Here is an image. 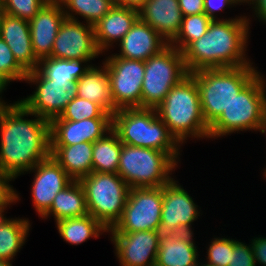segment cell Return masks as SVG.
I'll return each instance as SVG.
<instances>
[{
	"label": "cell",
	"mask_w": 266,
	"mask_h": 266,
	"mask_svg": "<svg viewBox=\"0 0 266 266\" xmlns=\"http://www.w3.org/2000/svg\"><path fill=\"white\" fill-rule=\"evenodd\" d=\"M8 103L0 102V172L11 182L50 156V121Z\"/></svg>",
	"instance_id": "obj_1"
},
{
	"label": "cell",
	"mask_w": 266,
	"mask_h": 266,
	"mask_svg": "<svg viewBox=\"0 0 266 266\" xmlns=\"http://www.w3.org/2000/svg\"><path fill=\"white\" fill-rule=\"evenodd\" d=\"M250 28L242 14L238 18L213 20L207 32L182 51L189 73L200 69L254 65L247 52Z\"/></svg>",
	"instance_id": "obj_2"
},
{
	"label": "cell",
	"mask_w": 266,
	"mask_h": 266,
	"mask_svg": "<svg viewBox=\"0 0 266 266\" xmlns=\"http://www.w3.org/2000/svg\"><path fill=\"white\" fill-rule=\"evenodd\" d=\"M155 109L182 146L190 138L209 140V126L202 114L199 89L191 74L173 86Z\"/></svg>",
	"instance_id": "obj_3"
},
{
	"label": "cell",
	"mask_w": 266,
	"mask_h": 266,
	"mask_svg": "<svg viewBox=\"0 0 266 266\" xmlns=\"http://www.w3.org/2000/svg\"><path fill=\"white\" fill-rule=\"evenodd\" d=\"M112 130L127 145L166 152L178 165L182 145L170 133L154 108H124L112 115Z\"/></svg>",
	"instance_id": "obj_4"
},
{
	"label": "cell",
	"mask_w": 266,
	"mask_h": 266,
	"mask_svg": "<svg viewBox=\"0 0 266 266\" xmlns=\"http://www.w3.org/2000/svg\"><path fill=\"white\" fill-rule=\"evenodd\" d=\"M259 73L255 65L200 69L190 73L196 80L202 114L209 127Z\"/></svg>",
	"instance_id": "obj_5"
},
{
	"label": "cell",
	"mask_w": 266,
	"mask_h": 266,
	"mask_svg": "<svg viewBox=\"0 0 266 266\" xmlns=\"http://www.w3.org/2000/svg\"><path fill=\"white\" fill-rule=\"evenodd\" d=\"M260 72L209 127V140L233 133H258L266 114V78Z\"/></svg>",
	"instance_id": "obj_6"
},
{
	"label": "cell",
	"mask_w": 266,
	"mask_h": 266,
	"mask_svg": "<svg viewBox=\"0 0 266 266\" xmlns=\"http://www.w3.org/2000/svg\"><path fill=\"white\" fill-rule=\"evenodd\" d=\"M179 167L166 152L122 143L117 174L130 189L161 187Z\"/></svg>",
	"instance_id": "obj_7"
},
{
	"label": "cell",
	"mask_w": 266,
	"mask_h": 266,
	"mask_svg": "<svg viewBox=\"0 0 266 266\" xmlns=\"http://www.w3.org/2000/svg\"><path fill=\"white\" fill-rule=\"evenodd\" d=\"M83 187L88 213L107 230L121 219L129 186L117 173L92 172L78 180Z\"/></svg>",
	"instance_id": "obj_8"
},
{
	"label": "cell",
	"mask_w": 266,
	"mask_h": 266,
	"mask_svg": "<svg viewBox=\"0 0 266 266\" xmlns=\"http://www.w3.org/2000/svg\"><path fill=\"white\" fill-rule=\"evenodd\" d=\"M142 108H156L171 88L190 73L182 52L168 44L159 53L144 61Z\"/></svg>",
	"instance_id": "obj_9"
},
{
	"label": "cell",
	"mask_w": 266,
	"mask_h": 266,
	"mask_svg": "<svg viewBox=\"0 0 266 266\" xmlns=\"http://www.w3.org/2000/svg\"><path fill=\"white\" fill-rule=\"evenodd\" d=\"M110 53L107 52L102 63L109 74L113 114L124 108H142L144 61L126 59Z\"/></svg>",
	"instance_id": "obj_10"
},
{
	"label": "cell",
	"mask_w": 266,
	"mask_h": 266,
	"mask_svg": "<svg viewBox=\"0 0 266 266\" xmlns=\"http://www.w3.org/2000/svg\"><path fill=\"white\" fill-rule=\"evenodd\" d=\"M163 186L129 189L121 219L108 232L159 231Z\"/></svg>",
	"instance_id": "obj_11"
},
{
	"label": "cell",
	"mask_w": 266,
	"mask_h": 266,
	"mask_svg": "<svg viewBox=\"0 0 266 266\" xmlns=\"http://www.w3.org/2000/svg\"><path fill=\"white\" fill-rule=\"evenodd\" d=\"M25 83L35 87L32 94L18 101L30 112L48 121L59 117L68 103L77 97L76 82L57 84L47 79L38 69L28 72Z\"/></svg>",
	"instance_id": "obj_12"
},
{
	"label": "cell",
	"mask_w": 266,
	"mask_h": 266,
	"mask_svg": "<svg viewBox=\"0 0 266 266\" xmlns=\"http://www.w3.org/2000/svg\"><path fill=\"white\" fill-rule=\"evenodd\" d=\"M201 211L200 206L196 204L194 198L184 189L183 185L179 184L177 178H173L163 185V205L159 231L161 234L171 235L185 232L194 233L192 225L199 219L198 217L203 215Z\"/></svg>",
	"instance_id": "obj_13"
},
{
	"label": "cell",
	"mask_w": 266,
	"mask_h": 266,
	"mask_svg": "<svg viewBox=\"0 0 266 266\" xmlns=\"http://www.w3.org/2000/svg\"><path fill=\"white\" fill-rule=\"evenodd\" d=\"M103 56L95 41L94 26L65 18L54 40L51 57L67 60H93Z\"/></svg>",
	"instance_id": "obj_14"
},
{
	"label": "cell",
	"mask_w": 266,
	"mask_h": 266,
	"mask_svg": "<svg viewBox=\"0 0 266 266\" xmlns=\"http://www.w3.org/2000/svg\"><path fill=\"white\" fill-rule=\"evenodd\" d=\"M119 266H155L160 231L108 232Z\"/></svg>",
	"instance_id": "obj_15"
},
{
	"label": "cell",
	"mask_w": 266,
	"mask_h": 266,
	"mask_svg": "<svg viewBox=\"0 0 266 266\" xmlns=\"http://www.w3.org/2000/svg\"><path fill=\"white\" fill-rule=\"evenodd\" d=\"M31 172L34 173L30 189L32 206L41 218L52 206L57 193L69 185L73 179L51 155L22 175L31 174Z\"/></svg>",
	"instance_id": "obj_16"
},
{
	"label": "cell",
	"mask_w": 266,
	"mask_h": 266,
	"mask_svg": "<svg viewBox=\"0 0 266 266\" xmlns=\"http://www.w3.org/2000/svg\"><path fill=\"white\" fill-rule=\"evenodd\" d=\"M112 130V118H91L79 121L51 120L50 145H74L95 142Z\"/></svg>",
	"instance_id": "obj_17"
},
{
	"label": "cell",
	"mask_w": 266,
	"mask_h": 266,
	"mask_svg": "<svg viewBox=\"0 0 266 266\" xmlns=\"http://www.w3.org/2000/svg\"><path fill=\"white\" fill-rule=\"evenodd\" d=\"M66 16L60 3H46L29 21L32 49L40 61L51 57L54 40Z\"/></svg>",
	"instance_id": "obj_18"
},
{
	"label": "cell",
	"mask_w": 266,
	"mask_h": 266,
	"mask_svg": "<svg viewBox=\"0 0 266 266\" xmlns=\"http://www.w3.org/2000/svg\"><path fill=\"white\" fill-rule=\"evenodd\" d=\"M168 44L155 29L138 18L117 44L119 53L114 54L126 59L146 61Z\"/></svg>",
	"instance_id": "obj_19"
},
{
	"label": "cell",
	"mask_w": 266,
	"mask_h": 266,
	"mask_svg": "<svg viewBox=\"0 0 266 266\" xmlns=\"http://www.w3.org/2000/svg\"><path fill=\"white\" fill-rule=\"evenodd\" d=\"M0 37L27 72L38 69L39 60L32 49L29 21L2 12L0 14Z\"/></svg>",
	"instance_id": "obj_20"
},
{
	"label": "cell",
	"mask_w": 266,
	"mask_h": 266,
	"mask_svg": "<svg viewBox=\"0 0 266 266\" xmlns=\"http://www.w3.org/2000/svg\"><path fill=\"white\" fill-rule=\"evenodd\" d=\"M138 18L139 9L115 4L102 19L93 25L99 51L105 55L113 47L116 48Z\"/></svg>",
	"instance_id": "obj_21"
},
{
	"label": "cell",
	"mask_w": 266,
	"mask_h": 266,
	"mask_svg": "<svg viewBox=\"0 0 266 266\" xmlns=\"http://www.w3.org/2000/svg\"><path fill=\"white\" fill-rule=\"evenodd\" d=\"M139 18L170 43L180 30L183 14L178 0H145Z\"/></svg>",
	"instance_id": "obj_22"
},
{
	"label": "cell",
	"mask_w": 266,
	"mask_h": 266,
	"mask_svg": "<svg viewBox=\"0 0 266 266\" xmlns=\"http://www.w3.org/2000/svg\"><path fill=\"white\" fill-rule=\"evenodd\" d=\"M194 239L188 232L161 234L155 266H197L201 258Z\"/></svg>",
	"instance_id": "obj_23"
},
{
	"label": "cell",
	"mask_w": 266,
	"mask_h": 266,
	"mask_svg": "<svg viewBox=\"0 0 266 266\" xmlns=\"http://www.w3.org/2000/svg\"><path fill=\"white\" fill-rule=\"evenodd\" d=\"M93 142L50 145V155L73 180L92 173Z\"/></svg>",
	"instance_id": "obj_24"
},
{
	"label": "cell",
	"mask_w": 266,
	"mask_h": 266,
	"mask_svg": "<svg viewBox=\"0 0 266 266\" xmlns=\"http://www.w3.org/2000/svg\"><path fill=\"white\" fill-rule=\"evenodd\" d=\"M77 97L99 104L106 112L113 115L109 74L106 66L101 63L93 65L76 81Z\"/></svg>",
	"instance_id": "obj_25"
},
{
	"label": "cell",
	"mask_w": 266,
	"mask_h": 266,
	"mask_svg": "<svg viewBox=\"0 0 266 266\" xmlns=\"http://www.w3.org/2000/svg\"><path fill=\"white\" fill-rule=\"evenodd\" d=\"M5 213L0 212V259L14 262V257L26 245L32 223L29 218H9Z\"/></svg>",
	"instance_id": "obj_26"
},
{
	"label": "cell",
	"mask_w": 266,
	"mask_h": 266,
	"mask_svg": "<svg viewBox=\"0 0 266 266\" xmlns=\"http://www.w3.org/2000/svg\"><path fill=\"white\" fill-rule=\"evenodd\" d=\"M88 214L83 187L78 180H73L57 193L52 206L41 219L46 220L52 216L55 222H58L62 219L83 217Z\"/></svg>",
	"instance_id": "obj_27"
},
{
	"label": "cell",
	"mask_w": 266,
	"mask_h": 266,
	"mask_svg": "<svg viewBox=\"0 0 266 266\" xmlns=\"http://www.w3.org/2000/svg\"><path fill=\"white\" fill-rule=\"evenodd\" d=\"M60 237L69 245H81L87 240L97 239L108 230L90 214L83 217L67 218L55 222Z\"/></svg>",
	"instance_id": "obj_28"
},
{
	"label": "cell",
	"mask_w": 266,
	"mask_h": 266,
	"mask_svg": "<svg viewBox=\"0 0 266 266\" xmlns=\"http://www.w3.org/2000/svg\"><path fill=\"white\" fill-rule=\"evenodd\" d=\"M95 63L92 60H67L52 57L39 61L38 70L49 80L57 84L67 85L76 82Z\"/></svg>",
	"instance_id": "obj_29"
},
{
	"label": "cell",
	"mask_w": 266,
	"mask_h": 266,
	"mask_svg": "<svg viewBox=\"0 0 266 266\" xmlns=\"http://www.w3.org/2000/svg\"><path fill=\"white\" fill-rule=\"evenodd\" d=\"M122 142L111 130L93 143L92 172L117 173Z\"/></svg>",
	"instance_id": "obj_30"
},
{
	"label": "cell",
	"mask_w": 266,
	"mask_h": 266,
	"mask_svg": "<svg viewBox=\"0 0 266 266\" xmlns=\"http://www.w3.org/2000/svg\"><path fill=\"white\" fill-rule=\"evenodd\" d=\"M67 19L91 25L102 19L115 5L114 0H61L59 2ZM80 16V17H79Z\"/></svg>",
	"instance_id": "obj_31"
},
{
	"label": "cell",
	"mask_w": 266,
	"mask_h": 266,
	"mask_svg": "<svg viewBox=\"0 0 266 266\" xmlns=\"http://www.w3.org/2000/svg\"><path fill=\"white\" fill-rule=\"evenodd\" d=\"M212 21L205 13L183 16L180 30L169 44L182 52L207 32Z\"/></svg>",
	"instance_id": "obj_32"
},
{
	"label": "cell",
	"mask_w": 266,
	"mask_h": 266,
	"mask_svg": "<svg viewBox=\"0 0 266 266\" xmlns=\"http://www.w3.org/2000/svg\"><path fill=\"white\" fill-rule=\"evenodd\" d=\"M91 118H112L99 104L81 97H74L59 117L52 120L79 121Z\"/></svg>",
	"instance_id": "obj_33"
},
{
	"label": "cell",
	"mask_w": 266,
	"mask_h": 266,
	"mask_svg": "<svg viewBox=\"0 0 266 266\" xmlns=\"http://www.w3.org/2000/svg\"><path fill=\"white\" fill-rule=\"evenodd\" d=\"M28 72L17 62L6 42L0 37V77L11 82H24Z\"/></svg>",
	"instance_id": "obj_34"
},
{
	"label": "cell",
	"mask_w": 266,
	"mask_h": 266,
	"mask_svg": "<svg viewBox=\"0 0 266 266\" xmlns=\"http://www.w3.org/2000/svg\"><path fill=\"white\" fill-rule=\"evenodd\" d=\"M213 237L208 245L206 244L207 254L204 262L213 266H228L233 253V238L215 235Z\"/></svg>",
	"instance_id": "obj_35"
},
{
	"label": "cell",
	"mask_w": 266,
	"mask_h": 266,
	"mask_svg": "<svg viewBox=\"0 0 266 266\" xmlns=\"http://www.w3.org/2000/svg\"><path fill=\"white\" fill-rule=\"evenodd\" d=\"M3 12L30 21L47 3L45 0H2Z\"/></svg>",
	"instance_id": "obj_36"
},
{
	"label": "cell",
	"mask_w": 266,
	"mask_h": 266,
	"mask_svg": "<svg viewBox=\"0 0 266 266\" xmlns=\"http://www.w3.org/2000/svg\"><path fill=\"white\" fill-rule=\"evenodd\" d=\"M228 266H256L251 244L233 238V253Z\"/></svg>",
	"instance_id": "obj_37"
},
{
	"label": "cell",
	"mask_w": 266,
	"mask_h": 266,
	"mask_svg": "<svg viewBox=\"0 0 266 266\" xmlns=\"http://www.w3.org/2000/svg\"><path fill=\"white\" fill-rule=\"evenodd\" d=\"M238 5L240 6L241 4L237 0H204V13L212 20H228L238 18L239 15L226 18L221 16V13L223 11L225 12L226 9L228 10L229 8H234Z\"/></svg>",
	"instance_id": "obj_38"
},
{
	"label": "cell",
	"mask_w": 266,
	"mask_h": 266,
	"mask_svg": "<svg viewBox=\"0 0 266 266\" xmlns=\"http://www.w3.org/2000/svg\"><path fill=\"white\" fill-rule=\"evenodd\" d=\"M10 182L1 172H0V212L6 211L11 205L19 203L21 200L19 191L11 185Z\"/></svg>",
	"instance_id": "obj_39"
},
{
	"label": "cell",
	"mask_w": 266,
	"mask_h": 266,
	"mask_svg": "<svg viewBox=\"0 0 266 266\" xmlns=\"http://www.w3.org/2000/svg\"><path fill=\"white\" fill-rule=\"evenodd\" d=\"M255 264L266 266V236H255L250 240Z\"/></svg>",
	"instance_id": "obj_40"
},
{
	"label": "cell",
	"mask_w": 266,
	"mask_h": 266,
	"mask_svg": "<svg viewBox=\"0 0 266 266\" xmlns=\"http://www.w3.org/2000/svg\"><path fill=\"white\" fill-rule=\"evenodd\" d=\"M246 6H250L249 8H251L252 10V15L250 13V15L245 14L247 21L249 22V26L252 27V19L254 17L255 21L258 19V21L260 22V24L262 23V25L266 24V0H250L249 4ZM252 17V18H251ZM251 19V20H250Z\"/></svg>",
	"instance_id": "obj_41"
},
{
	"label": "cell",
	"mask_w": 266,
	"mask_h": 266,
	"mask_svg": "<svg viewBox=\"0 0 266 266\" xmlns=\"http://www.w3.org/2000/svg\"><path fill=\"white\" fill-rule=\"evenodd\" d=\"M183 16L204 13V0H178Z\"/></svg>",
	"instance_id": "obj_42"
},
{
	"label": "cell",
	"mask_w": 266,
	"mask_h": 266,
	"mask_svg": "<svg viewBox=\"0 0 266 266\" xmlns=\"http://www.w3.org/2000/svg\"><path fill=\"white\" fill-rule=\"evenodd\" d=\"M145 0H116L115 4L119 6L133 7L139 9Z\"/></svg>",
	"instance_id": "obj_43"
},
{
	"label": "cell",
	"mask_w": 266,
	"mask_h": 266,
	"mask_svg": "<svg viewBox=\"0 0 266 266\" xmlns=\"http://www.w3.org/2000/svg\"><path fill=\"white\" fill-rule=\"evenodd\" d=\"M8 84L0 77V102H6L3 100V93L7 90Z\"/></svg>",
	"instance_id": "obj_44"
},
{
	"label": "cell",
	"mask_w": 266,
	"mask_h": 266,
	"mask_svg": "<svg viewBox=\"0 0 266 266\" xmlns=\"http://www.w3.org/2000/svg\"><path fill=\"white\" fill-rule=\"evenodd\" d=\"M259 132H260V134H266V114H265L264 122L261 125ZM264 166H266V165H264ZM262 171H263L262 176H264L266 174V167H264Z\"/></svg>",
	"instance_id": "obj_45"
},
{
	"label": "cell",
	"mask_w": 266,
	"mask_h": 266,
	"mask_svg": "<svg viewBox=\"0 0 266 266\" xmlns=\"http://www.w3.org/2000/svg\"><path fill=\"white\" fill-rule=\"evenodd\" d=\"M12 263L13 262L0 259V266H13Z\"/></svg>",
	"instance_id": "obj_46"
},
{
	"label": "cell",
	"mask_w": 266,
	"mask_h": 266,
	"mask_svg": "<svg viewBox=\"0 0 266 266\" xmlns=\"http://www.w3.org/2000/svg\"><path fill=\"white\" fill-rule=\"evenodd\" d=\"M197 266H213V265H210V264L204 262L203 259H201V261L199 260Z\"/></svg>",
	"instance_id": "obj_47"
},
{
	"label": "cell",
	"mask_w": 266,
	"mask_h": 266,
	"mask_svg": "<svg viewBox=\"0 0 266 266\" xmlns=\"http://www.w3.org/2000/svg\"><path fill=\"white\" fill-rule=\"evenodd\" d=\"M241 5H248L249 4V2H250V0H237Z\"/></svg>",
	"instance_id": "obj_48"
},
{
	"label": "cell",
	"mask_w": 266,
	"mask_h": 266,
	"mask_svg": "<svg viewBox=\"0 0 266 266\" xmlns=\"http://www.w3.org/2000/svg\"><path fill=\"white\" fill-rule=\"evenodd\" d=\"M48 3H59L61 0H45Z\"/></svg>",
	"instance_id": "obj_49"
},
{
	"label": "cell",
	"mask_w": 266,
	"mask_h": 266,
	"mask_svg": "<svg viewBox=\"0 0 266 266\" xmlns=\"http://www.w3.org/2000/svg\"><path fill=\"white\" fill-rule=\"evenodd\" d=\"M3 12V2L0 0V14Z\"/></svg>",
	"instance_id": "obj_50"
}]
</instances>
